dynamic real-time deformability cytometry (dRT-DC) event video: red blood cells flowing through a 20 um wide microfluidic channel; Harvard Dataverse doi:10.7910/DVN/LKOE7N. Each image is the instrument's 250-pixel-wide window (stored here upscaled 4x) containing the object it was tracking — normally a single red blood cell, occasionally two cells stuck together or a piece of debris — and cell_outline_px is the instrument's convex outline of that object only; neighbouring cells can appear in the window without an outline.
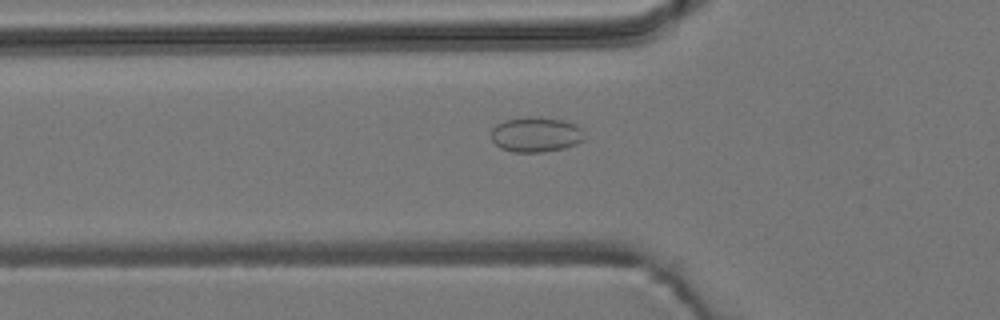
{"species": "common noctule bat (a hibernating species)", "species_latin": "Nyctalus noctula", "temperature_condition": "room temperature", "stored_images_in_passage": 38, "camera_frame_rate_fps": 3000, "um_per_image_px": 0.085, "animal": {"sex": "male", "body_mass_g": 19.2, "forearm_length_mm": 51.8}, "frame": {"image": 1, "passage_image": 7, "time_ms": 2.0, "image_size_px": [1000, 320], "cell_outline_px": [[584, 140], [576, 144], [564, 148], [544, 152], [512, 152], [500, 148], [492, 140], [492, 128], [496, 124], [504, 120], [528, 116], [564, 120], [576, 124], [580, 128], [584, 136]], "centroid_in_image_um": [45.54, 11.44], "position_along_channel_um": 80.3, "area_um2": 19.13}}
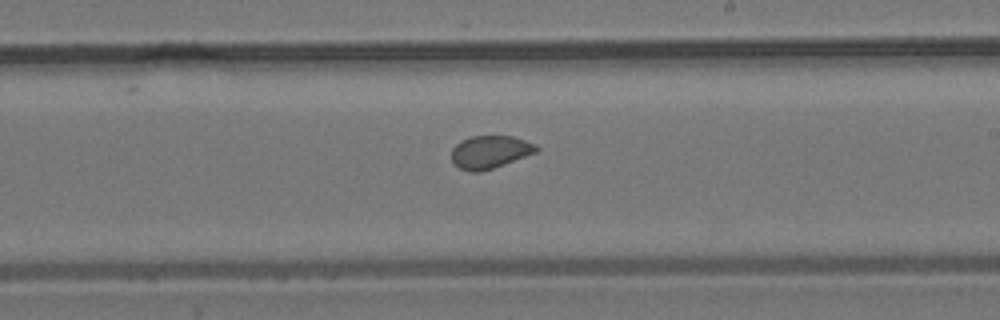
{"frame": {"image": 2, "passage_image": 20, "time_ms": 6.333, "image_size_px": [1000, 320], "cell_outline_px": [[540, 148], [536, 152], [504, 164], [480, 172], [472, 172], [460, 168], [452, 164], [452, 148], [460, 140], [472, 136], [512, 136], [536, 144]], "centroid_in_image_um": [41.62, 12.91], "position_along_channel_um": 247.4, "area_um2": 16.18}}
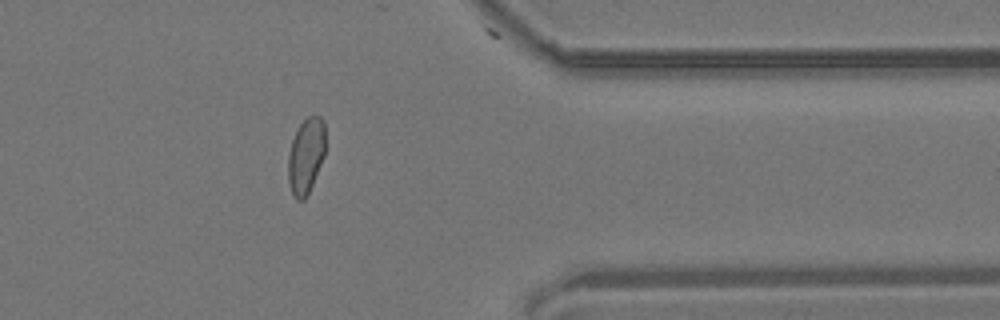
{"frame": {"image": 3, "passage_image": 32, "time_ms": 10.333, "image_size_px": [1000, 320], "cell_outline_px": [[324, 156], [312, 184], [304, 200], [296, 200], [292, 196], [288, 184], [288, 152], [292, 140], [300, 124], [308, 116], [320, 116], [324, 120]], "centroid_in_image_um": [25.98, 13.27], "position_along_channel_um": 385.4, "area_um2": 16.36}, "authors_computed_cell_mechanics": {"area_um2": 16.9065, "velocity_mm_per_s": 3.8356, "shape_relaxation_time_tau1_ms": null, "shape_relaxation_time_tau2_ms": 1.1907, "deformation_change_tau1": null, "deformation_change_tau2": 0.043}}